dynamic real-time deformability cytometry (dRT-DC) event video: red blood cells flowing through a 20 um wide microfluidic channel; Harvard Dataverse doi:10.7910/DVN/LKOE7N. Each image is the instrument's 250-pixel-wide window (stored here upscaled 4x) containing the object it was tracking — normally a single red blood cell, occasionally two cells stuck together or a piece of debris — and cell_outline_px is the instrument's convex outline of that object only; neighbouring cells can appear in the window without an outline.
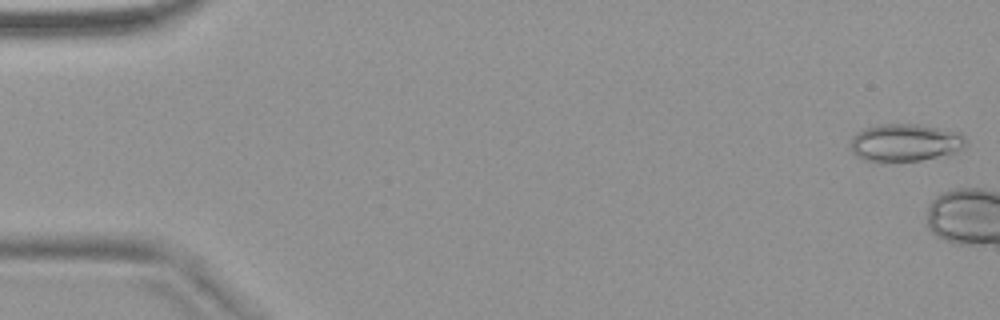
{"species": "common noctule bat (a hibernating species)", "species_latin": "Nyctalus noctula", "temperature_condition": "warm", "stored_images_in_passage": 4, "camera_frame_rate_fps": 3000, "um_per_image_px": 0.085, "animal": {"sex": "female", "body_mass_g": 18.4}, "frame": {"image": 1, "passage_image": 1, "time_ms": 0.0, "image_size_px": [1000, 320], "cell_outline_px": [[968, 144], [964, 148], [956, 152], [920, 160], [884, 164], [876, 164], [864, 160], [856, 156], [848, 148], [852, 136], [856, 132], [864, 128], [880, 124], [920, 124], [960, 132], [968, 140]], "centroid_in_image_um": [76.89, 12.15], "position_along_channel_um": 8.1, "area_um2": 26.3}}